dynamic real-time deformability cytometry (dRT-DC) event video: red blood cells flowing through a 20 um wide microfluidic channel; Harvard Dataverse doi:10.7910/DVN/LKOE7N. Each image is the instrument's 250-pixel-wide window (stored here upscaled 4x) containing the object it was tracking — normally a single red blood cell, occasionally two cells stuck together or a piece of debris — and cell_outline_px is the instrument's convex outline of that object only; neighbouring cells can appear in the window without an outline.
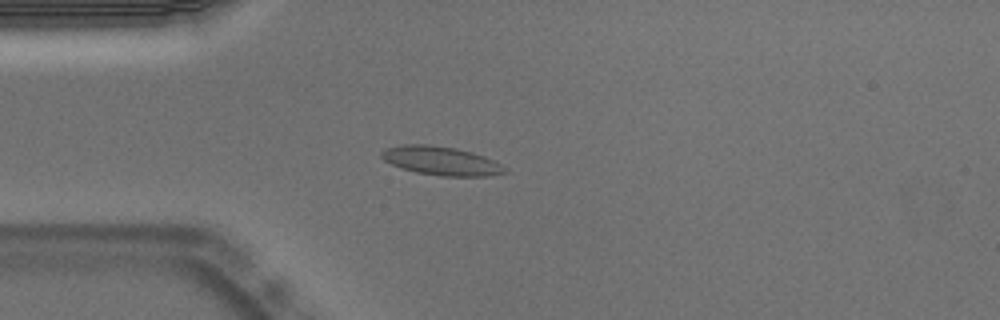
{"species": "Egyptian fruit bat (a non-hibernating species)", "species_latin": "Rousettus aegyptiacus", "temperature_condition": "warm", "stored_images_in_passage": 49, "camera_frame_rate_fps": 3000, "um_per_image_px": 0.085, "animal": {"sex": "male"}, "frame": {"image": 1, "passage_image": 9, "time_ms": 2.667, "image_size_px": [1000, 320], "cell_outline_px": [[508, 172], [488, 176], [440, 176], [416, 172], [392, 164], [384, 160], [380, 156], [380, 152], [388, 148], [404, 144], [428, 144], [456, 148], [472, 152], [484, 156], [508, 168]], "centroid_in_image_um": [37.52, 13.67], "position_along_channel_um": 47.5, "area_um2": 20.58}}
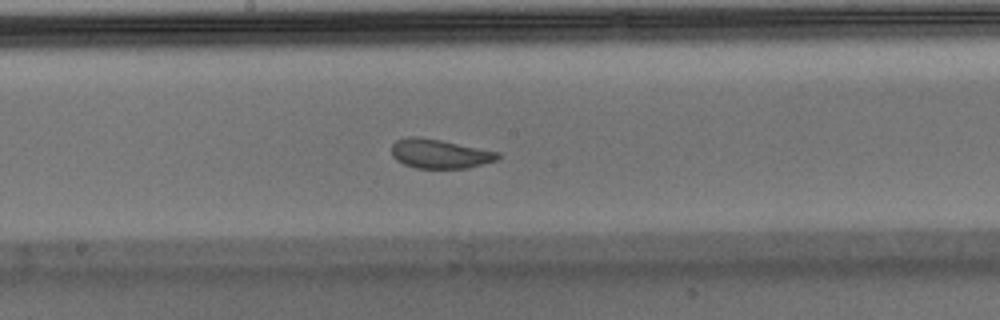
{"frame": {"image": 2, "passage_image": 23, "time_ms": 7.333, "image_size_px": [1000, 320], "cell_outline_px": [[500, 156], [496, 160], [468, 168], [416, 168], [404, 164], [396, 160], [392, 156], [392, 144], [396, 140], [408, 136], [416, 136], [440, 140], [500, 152]], "centroid_in_image_um": [37.35, 13.07], "position_along_channel_um": 210.8, "area_um2": 18.03}}
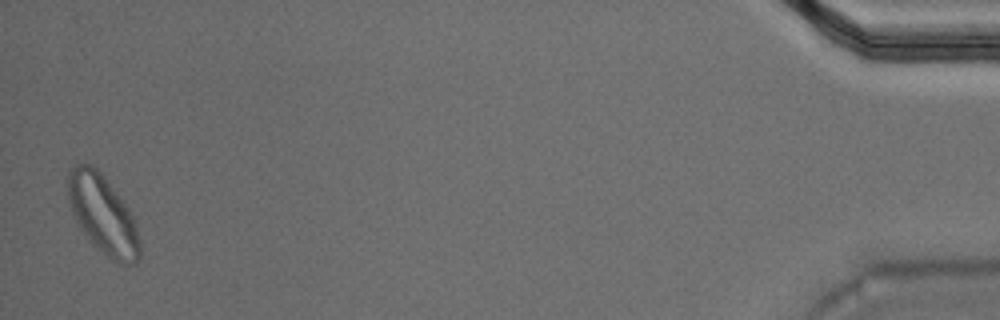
{"frame": {"image": 3, "passage_image": 48, "time_ms": 15.667, "image_size_px": [1000, 320], "cell_outline_px": [[140, 260], [132, 264], [116, 264], [92, 244], [80, 228], [72, 212], [68, 200], [68, 172], [76, 164], [84, 160], [92, 164], [100, 172], [116, 192], [132, 216], [136, 224], [140, 240]], "centroid_in_image_um": [8.73, 18.25], "position_along_channel_um": 426.5, "area_um2": 33.0}, "authors_computed_cell_mechanics": {"area_um2": 19.363, "velocity_mm_per_s": 3.7183, "shape_relaxation_time_tau1_ms": 5.5878, "shape_relaxation_time_tau2_ms": null, "deformation_change_tau1": 0.1543, "deformation_change_tau2": null}}